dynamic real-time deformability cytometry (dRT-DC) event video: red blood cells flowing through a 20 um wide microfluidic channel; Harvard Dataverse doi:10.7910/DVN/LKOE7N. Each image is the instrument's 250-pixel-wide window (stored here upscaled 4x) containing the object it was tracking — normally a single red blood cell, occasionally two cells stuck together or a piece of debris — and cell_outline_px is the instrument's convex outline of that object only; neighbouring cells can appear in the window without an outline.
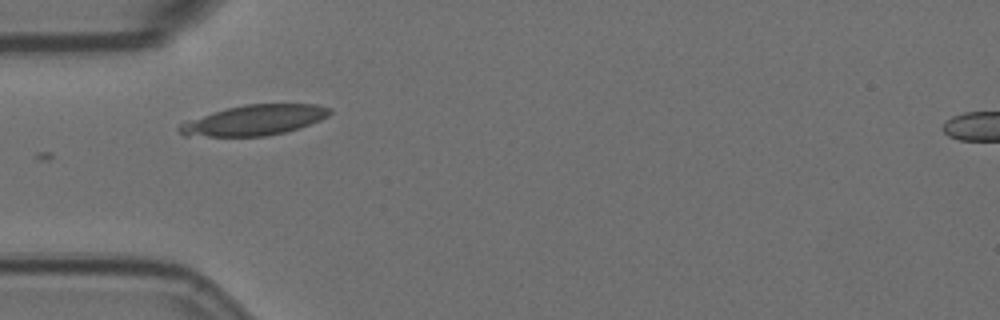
{"species": "Egyptian fruit bat (a non-hibernating species)", "species_latin": "Rousettus aegyptiacus", "temperature_condition": "room temperature", "stored_images_in_passage": 5, "camera_frame_rate_fps": 3000, "um_per_image_px": 0.085, "animal": {"sex": "female"}, "frame": {"image": 1, "passage_image": 1, "time_ms": 0.0, "image_size_px": [1000, 320], "cell_outline_px": [[332, 112], [328, 116], [320, 120], [300, 128], [284, 132], [264, 136], [184, 136], [176, 128], [180, 124], [188, 120], [212, 112], [244, 104], [316, 104], [332, 108]], "centroid_in_image_um": [21.63, 10.21], "position_along_channel_um": 63.4, "area_um2": 26.53}}
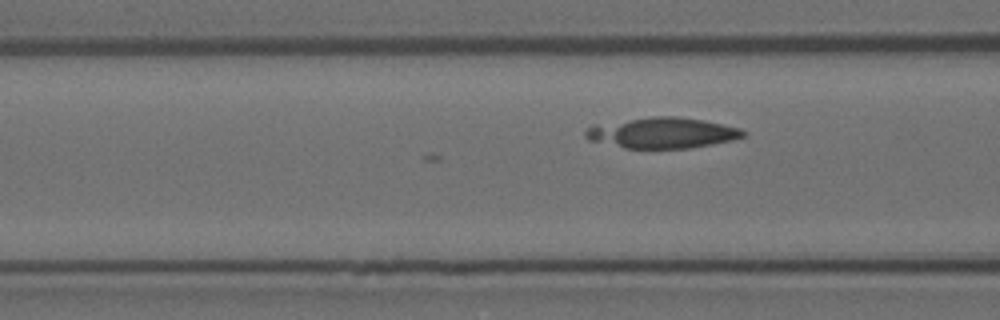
{"frame": {"image": 2, "passage_image": 5, "time_ms": 1.333, "image_size_px": [1000, 320], "cell_outline_px": [[744, 136], [732, 140], [688, 148], [624, 148], [588, 140], [584, 136], [584, 132], [592, 124], [652, 116], [676, 116], [704, 120], [740, 128], [744, 132]], "centroid_in_image_um": [56.23, 11.28], "position_along_channel_um": 110.4, "area_um2": 28.21}}